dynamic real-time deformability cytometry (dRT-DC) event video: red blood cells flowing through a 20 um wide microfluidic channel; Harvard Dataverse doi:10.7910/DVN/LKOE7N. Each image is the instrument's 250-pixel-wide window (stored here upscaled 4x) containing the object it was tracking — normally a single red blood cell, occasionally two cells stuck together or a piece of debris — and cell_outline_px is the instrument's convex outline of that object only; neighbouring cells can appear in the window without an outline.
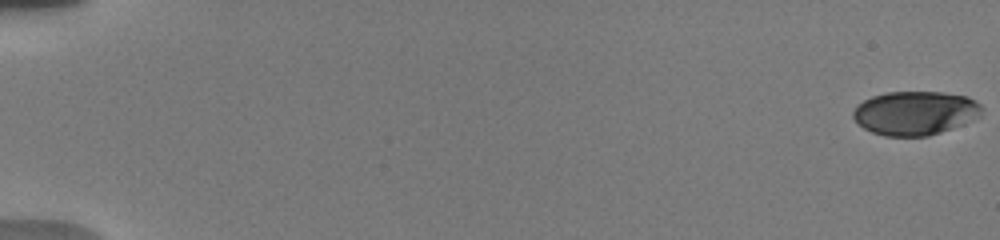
{"species": "human", "species_latin": "Homo sapiens", "temperature_condition": "warm", "stored_images_in_passage": 79, "camera_frame_rate_fps": 3000, "um_per_image_px": 0.085, "donor": {"sex": "male"}, "frame": {"image": 1, "passage_image": 1, "time_ms": 0.0, "image_size_px": [1000, 240], "cell_outline_px": [[984, 108], [980, 116], [964, 124], [928, 136], [884, 136], [872, 132], [864, 128], [852, 116], [852, 112], [856, 104], [872, 96], [888, 92], [944, 92], [968, 96], [976, 100]], "centroid_in_image_um": [77.81, 9.6], "position_along_channel_um": 7.2, "area_um2": 33.12}}
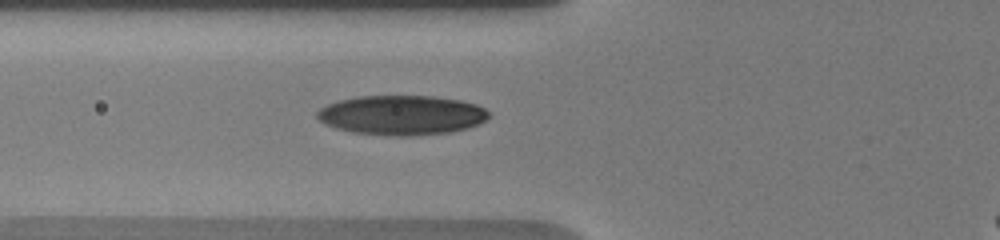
{"frame": {"image": 2, "passage_image": 41, "time_ms": 7.333, "image_size_px": [1000, 240], "cell_outline_px": [[492, 116], [468, 128], [452, 132], [408, 136], [400, 136], [356, 132], [336, 128], [324, 124], [316, 116], [316, 112], [320, 108], [328, 104], [340, 100], [360, 96], [432, 96], [460, 100], [476, 104], [484, 108]], "centroid_in_image_um": [34.16, 9.78], "position_along_channel_um": 91.6, "area_um2": 39.42}}
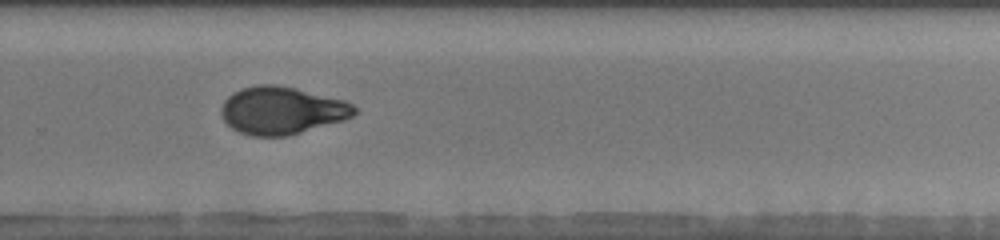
{"frame": {"image": 3, "passage_image": 67, "time_ms": 13.0, "image_size_px": [1000, 240], "cell_outline_px": [[356, 112], [352, 116], [344, 120], [300, 132], [284, 136], [252, 136], [240, 132], [232, 128], [224, 120], [220, 112], [220, 108], [224, 100], [228, 96], [240, 88], [256, 84], [276, 84], [296, 88], [344, 100], [352, 104], [356, 108]], "centroid_in_image_um": [23.92, 9.37], "position_along_channel_um": 305.9, "area_um2": 36.88}}